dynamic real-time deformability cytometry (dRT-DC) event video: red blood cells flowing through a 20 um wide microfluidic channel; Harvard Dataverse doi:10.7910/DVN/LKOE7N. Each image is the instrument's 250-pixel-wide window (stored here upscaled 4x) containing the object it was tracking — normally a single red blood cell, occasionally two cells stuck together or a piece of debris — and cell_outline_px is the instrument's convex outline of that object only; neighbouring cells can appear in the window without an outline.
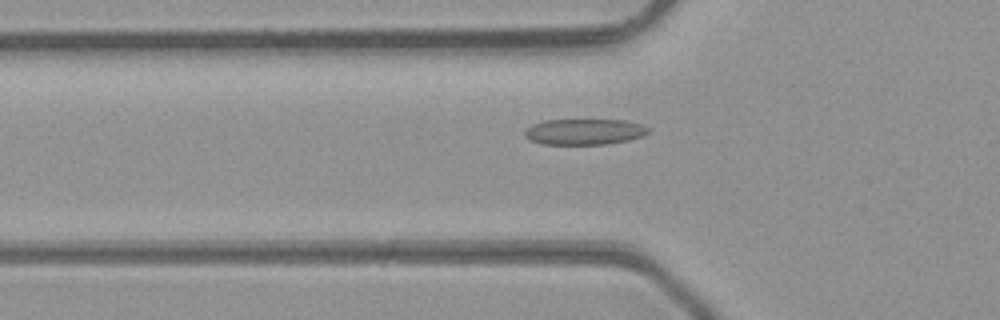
{"species": "common noctule bat (a hibernating species)", "species_latin": "Nyctalus noctula", "temperature_condition": "room temperature", "stored_images_in_passage": 36, "camera_frame_rate_fps": 3000, "um_per_image_px": 0.085, "animal": {"sex": "male", "body_mass_g": 23.1, "forearm_length_mm": 52.7}, "frame": {"image": 1, "passage_image": 5, "time_ms": 1.333, "image_size_px": [1000, 320], "cell_outline_px": [[652, 128], [648, 132], [640, 136], [628, 140], [608, 144], [540, 144], [528, 140], [524, 136], [524, 132], [532, 124], [544, 120], [624, 120], [640, 124]], "centroid_in_image_um": [49.64, 11.2], "position_along_channel_um": 76.2, "area_um2": 18.67}}
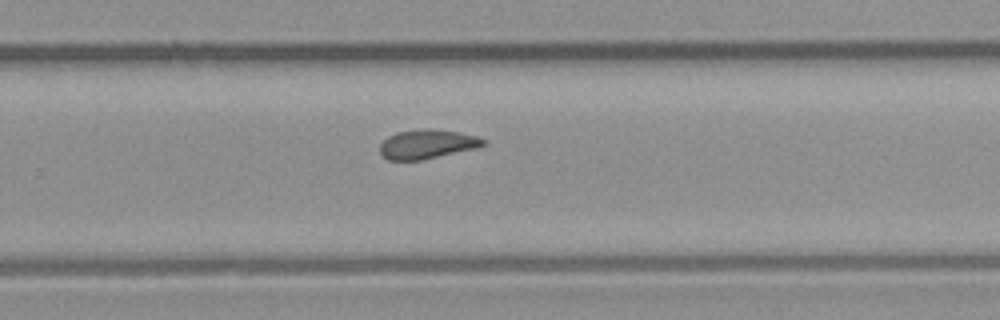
{"frame": {"image": 2, "passage_image": 20, "time_ms": 6.333, "image_size_px": [1000, 320], "cell_outline_px": [[488, 144], [476, 148], [420, 160], [388, 160], [380, 156], [380, 144], [388, 136], [396, 132], [428, 128], [456, 132], [476, 136], [488, 140]], "centroid_in_image_um": [36.3, 12.25], "position_along_channel_um": 293.5, "area_um2": 17.57}}
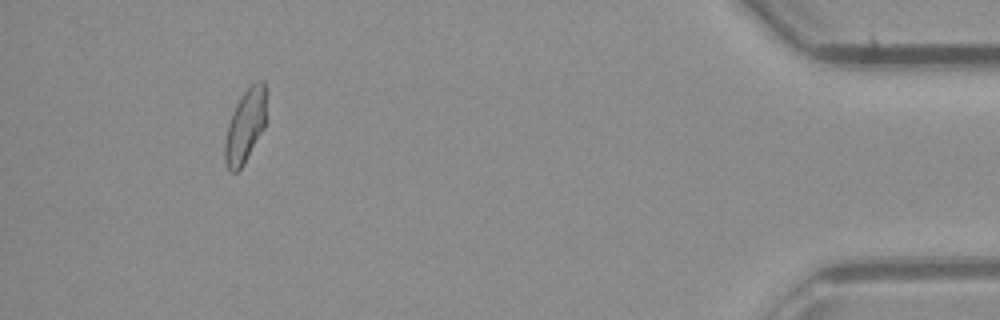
{"frame": {"image": 3, "passage_image": 33, "time_ms": 10.667, "image_size_px": [1000, 320], "cell_outline_px": [[268, 92], [264, 128], [244, 164], [236, 172], [228, 172], [224, 160], [224, 144], [228, 124], [236, 104], [240, 96], [256, 80], [264, 80]], "centroid_in_image_um": [20.87, 10.67], "position_along_channel_um": 414.3, "area_um2": 18.09}, "authors_computed_cell_mechanics": {"area_um2": 17.9469, "velocity_mm_per_s": 4.3265, "shape_relaxation_time_tau1_ms": null, "shape_relaxation_time_tau2_ms": 2.3438, "deformation_change_tau1": null, "deformation_change_tau2": 0.083}}